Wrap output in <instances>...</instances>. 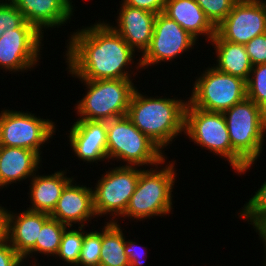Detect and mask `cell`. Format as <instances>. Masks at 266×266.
I'll return each mask as SVG.
<instances>
[{
  "mask_svg": "<svg viewBox=\"0 0 266 266\" xmlns=\"http://www.w3.org/2000/svg\"><path fill=\"white\" fill-rule=\"evenodd\" d=\"M101 20L82 26L68 36L64 53L68 74L83 80L136 77L137 72L132 68L137 56L135 51L106 21Z\"/></svg>",
  "mask_w": 266,
  "mask_h": 266,
  "instance_id": "1",
  "label": "cell"
},
{
  "mask_svg": "<svg viewBox=\"0 0 266 266\" xmlns=\"http://www.w3.org/2000/svg\"><path fill=\"white\" fill-rule=\"evenodd\" d=\"M146 95L135 89L126 116L164 152L175 138L184 134L188 100Z\"/></svg>",
  "mask_w": 266,
  "mask_h": 266,
  "instance_id": "2",
  "label": "cell"
},
{
  "mask_svg": "<svg viewBox=\"0 0 266 266\" xmlns=\"http://www.w3.org/2000/svg\"><path fill=\"white\" fill-rule=\"evenodd\" d=\"M167 159L166 157L155 167H150V169L145 167L141 170L136 190L131 196L125 213L120 218L124 220L130 217V220L143 221V219L154 217L162 218V216L170 215V212L172 214V209H174L172 192L175 181H177L176 177H178L175 166L177 163H175L176 160L167 162Z\"/></svg>",
  "mask_w": 266,
  "mask_h": 266,
  "instance_id": "3",
  "label": "cell"
},
{
  "mask_svg": "<svg viewBox=\"0 0 266 266\" xmlns=\"http://www.w3.org/2000/svg\"><path fill=\"white\" fill-rule=\"evenodd\" d=\"M223 114L232 149L247 163L238 173L241 176L252 169L264 150L266 112L246 97Z\"/></svg>",
  "mask_w": 266,
  "mask_h": 266,
  "instance_id": "4",
  "label": "cell"
},
{
  "mask_svg": "<svg viewBox=\"0 0 266 266\" xmlns=\"http://www.w3.org/2000/svg\"><path fill=\"white\" fill-rule=\"evenodd\" d=\"M78 80L84 83L87 91L75 104L77 119L109 121L127 115L132 95L137 88L133 83L136 79Z\"/></svg>",
  "mask_w": 266,
  "mask_h": 266,
  "instance_id": "5",
  "label": "cell"
},
{
  "mask_svg": "<svg viewBox=\"0 0 266 266\" xmlns=\"http://www.w3.org/2000/svg\"><path fill=\"white\" fill-rule=\"evenodd\" d=\"M107 156L108 163L116 160L121 166L123 162L124 166L142 168L155 166L166 158V154L127 116L107 121Z\"/></svg>",
  "mask_w": 266,
  "mask_h": 266,
  "instance_id": "6",
  "label": "cell"
},
{
  "mask_svg": "<svg viewBox=\"0 0 266 266\" xmlns=\"http://www.w3.org/2000/svg\"><path fill=\"white\" fill-rule=\"evenodd\" d=\"M184 135L194 142V145L197 144L209 153L226 159L237 175L247 165L232 149L223 112L205 111L187 102Z\"/></svg>",
  "mask_w": 266,
  "mask_h": 266,
  "instance_id": "7",
  "label": "cell"
},
{
  "mask_svg": "<svg viewBox=\"0 0 266 266\" xmlns=\"http://www.w3.org/2000/svg\"><path fill=\"white\" fill-rule=\"evenodd\" d=\"M193 82L188 102L205 111L224 112L247 97L246 81L209 66Z\"/></svg>",
  "mask_w": 266,
  "mask_h": 266,
  "instance_id": "8",
  "label": "cell"
},
{
  "mask_svg": "<svg viewBox=\"0 0 266 266\" xmlns=\"http://www.w3.org/2000/svg\"><path fill=\"white\" fill-rule=\"evenodd\" d=\"M106 170L92 186L94 210L97 217L106 214L109 222H119L136 190L142 167L119 165Z\"/></svg>",
  "mask_w": 266,
  "mask_h": 266,
  "instance_id": "9",
  "label": "cell"
},
{
  "mask_svg": "<svg viewBox=\"0 0 266 266\" xmlns=\"http://www.w3.org/2000/svg\"><path fill=\"white\" fill-rule=\"evenodd\" d=\"M56 130L52 119H43L28 111L8 107L0 113V146L26 148L43 157L41 148L49 144Z\"/></svg>",
  "mask_w": 266,
  "mask_h": 266,
  "instance_id": "10",
  "label": "cell"
},
{
  "mask_svg": "<svg viewBox=\"0 0 266 266\" xmlns=\"http://www.w3.org/2000/svg\"><path fill=\"white\" fill-rule=\"evenodd\" d=\"M197 45V40L185 31L176 21L169 18L163 12L157 14L153 36L149 48L143 55H138V63L134 70L139 72L161 62H173L174 59L189 52Z\"/></svg>",
  "mask_w": 266,
  "mask_h": 266,
  "instance_id": "11",
  "label": "cell"
},
{
  "mask_svg": "<svg viewBox=\"0 0 266 266\" xmlns=\"http://www.w3.org/2000/svg\"><path fill=\"white\" fill-rule=\"evenodd\" d=\"M43 40L44 35L26 21L19 28L5 31L0 37V69L11 74L33 71L43 59Z\"/></svg>",
  "mask_w": 266,
  "mask_h": 266,
  "instance_id": "12",
  "label": "cell"
},
{
  "mask_svg": "<svg viewBox=\"0 0 266 266\" xmlns=\"http://www.w3.org/2000/svg\"><path fill=\"white\" fill-rule=\"evenodd\" d=\"M265 33L266 1L263 0H238L216 27L220 39L243 45Z\"/></svg>",
  "mask_w": 266,
  "mask_h": 266,
  "instance_id": "13",
  "label": "cell"
},
{
  "mask_svg": "<svg viewBox=\"0 0 266 266\" xmlns=\"http://www.w3.org/2000/svg\"><path fill=\"white\" fill-rule=\"evenodd\" d=\"M24 210L20 213L15 210L14 212L6 210L5 238L28 265L29 257H35L33 254H35L36 241L39 240L42 226L50 218V215Z\"/></svg>",
  "mask_w": 266,
  "mask_h": 266,
  "instance_id": "14",
  "label": "cell"
},
{
  "mask_svg": "<svg viewBox=\"0 0 266 266\" xmlns=\"http://www.w3.org/2000/svg\"><path fill=\"white\" fill-rule=\"evenodd\" d=\"M76 120L68 133L72 152L86 164H98L99 161H105L106 164L107 121Z\"/></svg>",
  "mask_w": 266,
  "mask_h": 266,
  "instance_id": "15",
  "label": "cell"
},
{
  "mask_svg": "<svg viewBox=\"0 0 266 266\" xmlns=\"http://www.w3.org/2000/svg\"><path fill=\"white\" fill-rule=\"evenodd\" d=\"M74 179L63 189L50 217L68 227L74 225L76 228L75 224L85 227L92 219H98L94 210L93 189L81 183L77 184Z\"/></svg>",
  "mask_w": 266,
  "mask_h": 266,
  "instance_id": "16",
  "label": "cell"
},
{
  "mask_svg": "<svg viewBox=\"0 0 266 266\" xmlns=\"http://www.w3.org/2000/svg\"><path fill=\"white\" fill-rule=\"evenodd\" d=\"M118 11L116 24L112 25L107 20L106 22L135 52L143 55L150 46L157 14L128 6L123 2Z\"/></svg>",
  "mask_w": 266,
  "mask_h": 266,
  "instance_id": "17",
  "label": "cell"
},
{
  "mask_svg": "<svg viewBox=\"0 0 266 266\" xmlns=\"http://www.w3.org/2000/svg\"><path fill=\"white\" fill-rule=\"evenodd\" d=\"M12 2L22 12L25 21L43 35L47 29L66 26L74 16L75 7L72 5V0H13Z\"/></svg>",
  "mask_w": 266,
  "mask_h": 266,
  "instance_id": "18",
  "label": "cell"
},
{
  "mask_svg": "<svg viewBox=\"0 0 266 266\" xmlns=\"http://www.w3.org/2000/svg\"><path fill=\"white\" fill-rule=\"evenodd\" d=\"M41 162L42 157L35 151L0 146V190L27 178L30 180L42 167Z\"/></svg>",
  "mask_w": 266,
  "mask_h": 266,
  "instance_id": "19",
  "label": "cell"
},
{
  "mask_svg": "<svg viewBox=\"0 0 266 266\" xmlns=\"http://www.w3.org/2000/svg\"><path fill=\"white\" fill-rule=\"evenodd\" d=\"M39 174L36 172L30 179L27 194H29V203L31 204L26 209L51 215L63 189L74 177H69V175L67 177L66 169L63 171L60 169V171L48 175Z\"/></svg>",
  "mask_w": 266,
  "mask_h": 266,
  "instance_id": "20",
  "label": "cell"
},
{
  "mask_svg": "<svg viewBox=\"0 0 266 266\" xmlns=\"http://www.w3.org/2000/svg\"><path fill=\"white\" fill-rule=\"evenodd\" d=\"M163 13L176 21L197 41L203 36L210 42L216 34V27L195 0H166Z\"/></svg>",
  "mask_w": 266,
  "mask_h": 266,
  "instance_id": "21",
  "label": "cell"
},
{
  "mask_svg": "<svg viewBox=\"0 0 266 266\" xmlns=\"http://www.w3.org/2000/svg\"><path fill=\"white\" fill-rule=\"evenodd\" d=\"M215 50L216 64H212L219 71L239 77L247 82L253 67L249 55L243 44H236L220 39L216 34L210 40Z\"/></svg>",
  "mask_w": 266,
  "mask_h": 266,
  "instance_id": "22",
  "label": "cell"
},
{
  "mask_svg": "<svg viewBox=\"0 0 266 266\" xmlns=\"http://www.w3.org/2000/svg\"><path fill=\"white\" fill-rule=\"evenodd\" d=\"M102 226V247L99 266H129L125 254L124 231L118 222L105 221Z\"/></svg>",
  "mask_w": 266,
  "mask_h": 266,
  "instance_id": "23",
  "label": "cell"
},
{
  "mask_svg": "<svg viewBox=\"0 0 266 266\" xmlns=\"http://www.w3.org/2000/svg\"><path fill=\"white\" fill-rule=\"evenodd\" d=\"M68 226L56 219L49 218L42 226L39 240L35 244V255L55 257L59 251L62 235Z\"/></svg>",
  "mask_w": 266,
  "mask_h": 266,
  "instance_id": "24",
  "label": "cell"
},
{
  "mask_svg": "<svg viewBox=\"0 0 266 266\" xmlns=\"http://www.w3.org/2000/svg\"><path fill=\"white\" fill-rule=\"evenodd\" d=\"M67 227L62 235L59 251L55 259L64 261L62 266H77L82 249L85 227ZM84 228V229H83Z\"/></svg>",
  "mask_w": 266,
  "mask_h": 266,
  "instance_id": "25",
  "label": "cell"
},
{
  "mask_svg": "<svg viewBox=\"0 0 266 266\" xmlns=\"http://www.w3.org/2000/svg\"><path fill=\"white\" fill-rule=\"evenodd\" d=\"M247 98L266 112V63L254 65L246 82Z\"/></svg>",
  "mask_w": 266,
  "mask_h": 266,
  "instance_id": "26",
  "label": "cell"
},
{
  "mask_svg": "<svg viewBox=\"0 0 266 266\" xmlns=\"http://www.w3.org/2000/svg\"><path fill=\"white\" fill-rule=\"evenodd\" d=\"M87 231V232H86ZM102 247V230H84L82 249L77 266H99Z\"/></svg>",
  "mask_w": 266,
  "mask_h": 266,
  "instance_id": "27",
  "label": "cell"
},
{
  "mask_svg": "<svg viewBox=\"0 0 266 266\" xmlns=\"http://www.w3.org/2000/svg\"><path fill=\"white\" fill-rule=\"evenodd\" d=\"M251 197L237 215L253 225L257 220L266 218V180Z\"/></svg>",
  "mask_w": 266,
  "mask_h": 266,
  "instance_id": "28",
  "label": "cell"
},
{
  "mask_svg": "<svg viewBox=\"0 0 266 266\" xmlns=\"http://www.w3.org/2000/svg\"><path fill=\"white\" fill-rule=\"evenodd\" d=\"M206 17L217 27L231 12L238 0H195Z\"/></svg>",
  "mask_w": 266,
  "mask_h": 266,
  "instance_id": "29",
  "label": "cell"
},
{
  "mask_svg": "<svg viewBox=\"0 0 266 266\" xmlns=\"http://www.w3.org/2000/svg\"><path fill=\"white\" fill-rule=\"evenodd\" d=\"M24 22L22 12L12 1H0V37L5 31L19 28Z\"/></svg>",
  "mask_w": 266,
  "mask_h": 266,
  "instance_id": "30",
  "label": "cell"
},
{
  "mask_svg": "<svg viewBox=\"0 0 266 266\" xmlns=\"http://www.w3.org/2000/svg\"><path fill=\"white\" fill-rule=\"evenodd\" d=\"M244 46L253 66L266 63V33L254 37Z\"/></svg>",
  "mask_w": 266,
  "mask_h": 266,
  "instance_id": "31",
  "label": "cell"
},
{
  "mask_svg": "<svg viewBox=\"0 0 266 266\" xmlns=\"http://www.w3.org/2000/svg\"><path fill=\"white\" fill-rule=\"evenodd\" d=\"M145 249V250H144ZM146 246L142 247L132 240H125V254L128 257L129 266H144L143 264L146 262L147 253ZM145 259V260H144Z\"/></svg>",
  "mask_w": 266,
  "mask_h": 266,
  "instance_id": "32",
  "label": "cell"
},
{
  "mask_svg": "<svg viewBox=\"0 0 266 266\" xmlns=\"http://www.w3.org/2000/svg\"><path fill=\"white\" fill-rule=\"evenodd\" d=\"M23 258L11 247L4 237L0 239V266H21Z\"/></svg>",
  "mask_w": 266,
  "mask_h": 266,
  "instance_id": "33",
  "label": "cell"
},
{
  "mask_svg": "<svg viewBox=\"0 0 266 266\" xmlns=\"http://www.w3.org/2000/svg\"><path fill=\"white\" fill-rule=\"evenodd\" d=\"M121 2L134 8L159 14L164 11L166 0H121Z\"/></svg>",
  "mask_w": 266,
  "mask_h": 266,
  "instance_id": "34",
  "label": "cell"
},
{
  "mask_svg": "<svg viewBox=\"0 0 266 266\" xmlns=\"http://www.w3.org/2000/svg\"><path fill=\"white\" fill-rule=\"evenodd\" d=\"M254 231L259 235V240L262 241L263 247H264V253L266 255V218L259 219L257 220L253 225H252ZM264 259V264L266 263V256Z\"/></svg>",
  "mask_w": 266,
  "mask_h": 266,
  "instance_id": "35",
  "label": "cell"
},
{
  "mask_svg": "<svg viewBox=\"0 0 266 266\" xmlns=\"http://www.w3.org/2000/svg\"><path fill=\"white\" fill-rule=\"evenodd\" d=\"M6 207L0 204V239L5 237Z\"/></svg>",
  "mask_w": 266,
  "mask_h": 266,
  "instance_id": "36",
  "label": "cell"
},
{
  "mask_svg": "<svg viewBox=\"0 0 266 266\" xmlns=\"http://www.w3.org/2000/svg\"><path fill=\"white\" fill-rule=\"evenodd\" d=\"M38 260H37V258L35 257V261H34V259L33 260H31V263H32V265H30V266H39V263H38V265H37V262ZM34 263V264H33ZM21 266H25V262L21 265Z\"/></svg>",
  "mask_w": 266,
  "mask_h": 266,
  "instance_id": "37",
  "label": "cell"
}]
</instances>
